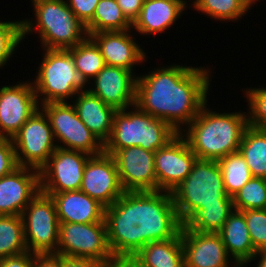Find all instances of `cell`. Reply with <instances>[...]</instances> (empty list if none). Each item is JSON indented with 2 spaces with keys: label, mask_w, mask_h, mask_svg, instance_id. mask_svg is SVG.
Here are the masks:
<instances>
[{
  "label": "cell",
  "mask_w": 266,
  "mask_h": 267,
  "mask_svg": "<svg viewBox=\"0 0 266 267\" xmlns=\"http://www.w3.org/2000/svg\"><path fill=\"white\" fill-rule=\"evenodd\" d=\"M107 242L114 258L126 262L153 241L174 238L182 228L166 191L124 192L105 208Z\"/></svg>",
  "instance_id": "cell-1"
},
{
  "label": "cell",
  "mask_w": 266,
  "mask_h": 267,
  "mask_svg": "<svg viewBox=\"0 0 266 267\" xmlns=\"http://www.w3.org/2000/svg\"><path fill=\"white\" fill-rule=\"evenodd\" d=\"M152 70L137 75L135 105L181 133L209 103L212 71L175 63Z\"/></svg>",
  "instance_id": "cell-2"
},
{
  "label": "cell",
  "mask_w": 266,
  "mask_h": 267,
  "mask_svg": "<svg viewBox=\"0 0 266 267\" xmlns=\"http://www.w3.org/2000/svg\"><path fill=\"white\" fill-rule=\"evenodd\" d=\"M208 106L206 103L180 134L198 159L218 161L239 151L248 127L247 113L241 110L219 113Z\"/></svg>",
  "instance_id": "cell-3"
},
{
  "label": "cell",
  "mask_w": 266,
  "mask_h": 267,
  "mask_svg": "<svg viewBox=\"0 0 266 267\" xmlns=\"http://www.w3.org/2000/svg\"><path fill=\"white\" fill-rule=\"evenodd\" d=\"M30 1L34 15L33 19H22L23 41L28 35L38 33L42 49L68 50L88 36L85 26L69 8L66 0Z\"/></svg>",
  "instance_id": "cell-4"
},
{
  "label": "cell",
  "mask_w": 266,
  "mask_h": 267,
  "mask_svg": "<svg viewBox=\"0 0 266 267\" xmlns=\"http://www.w3.org/2000/svg\"><path fill=\"white\" fill-rule=\"evenodd\" d=\"M178 218L184 225L202 206L233 204L217 160L197 159L185 180L172 192Z\"/></svg>",
  "instance_id": "cell-5"
},
{
  "label": "cell",
  "mask_w": 266,
  "mask_h": 267,
  "mask_svg": "<svg viewBox=\"0 0 266 267\" xmlns=\"http://www.w3.org/2000/svg\"><path fill=\"white\" fill-rule=\"evenodd\" d=\"M177 134L169 124L134 105L116 111L112 134L104 144V152L113 155L118 149L131 146H140L145 150L156 152Z\"/></svg>",
  "instance_id": "cell-6"
},
{
  "label": "cell",
  "mask_w": 266,
  "mask_h": 267,
  "mask_svg": "<svg viewBox=\"0 0 266 267\" xmlns=\"http://www.w3.org/2000/svg\"><path fill=\"white\" fill-rule=\"evenodd\" d=\"M42 61L32 85L39 105L49 102H69L86 85L80 79L69 50L42 49ZM71 99V100H70Z\"/></svg>",
  "instance_id": "cell-7"
},
{
  "label": "cell",
  "mask_w": 266,
  "mask_h": 267,
  "mask_svg": "<svg viewBox=\"0 0 266 267\" xmlns=\"http://www.w3.org/2000/svg\"><path fill=\"white\" fill-rule=\"evenodd\" d=\"M40 108L49 119L58 148L91 156L104 152V145L80 120L71 102H49Z\"/></svg>",
  "instance_id": "cell-8"
},
{
  "label": "cell",
  "mask_w": 266,
  "mask_h": 267,
  "mask_svg": "<svg viewBox=\"0 0 266 267\" xmlns=\"http://www.w3.org/2000/svg\"><path fill=\"white\" fill-rule=\"evenodd\" d=\"M21 217L27 250L34 254H56L60 223L51 196L39 191Z\"/></svg>",
  "instance_id": "cell-9"
},
{
  "label": "cell",
  "mask_w": 266,
  "mask_h": 267,
  "mask_svg": "<svg viewBox=\"0 0 266 267\" xmlns=\"http://www.w3.org/2000/svg\"><path fill=\"white\" fill-rule=\"evenodd\" d=\"M18 166L40 170L58 148L50 122L39 108L12 138Z\"/></svg>",
  "instance_id": "cell-10"
},
{
  "label": "cell",
  "mask_w": 266,
  "mask_h": 267,
  "mask_svg": "<svg viewBox=\"0 0 266 267\" xmlns=\"http://www.w3.org/2000/svg\"><path fill=\"white\" fill-rule=\"evenodd\" d=\"M56 255L93 259L97 262L113 257L107 242L105 220L96 223H60Z\"/></svg>",
  "instance_id": "cell-11"
},
{
  "label": "cell",
  "mask_w": 266,
  "mask_h": 267,
  "mask_svg": "<svg viewBox=\"0 0 266 267\" xmlns=\"http://www.w3.org/2000/svg\"><path fill=\"white\" fill-rule=\"evenodd\" d=\"M90 157L85 152L57 148L39 170L40 191L55 194L79 190Z\"/></svg>",
  "instance_id": "cell-12"
},
{
  "label": "cell",
  "mask_w": 266,
  "mask_h": 267,
  "mask_svg": "<svg viewBox=\"0 0 266 267\" xmlns=\"http://www.w3.org/2000/svg\"><path fill=\"white\" fill-rule=\"evenodd\" d=\"M197 156L178 133L154 155L157 190L172 193L187 178Z\"/></svg>",
  "instance_id": "cell-13"
},
{
  "label": "cell",
  "mask_w": 266,
  "mask_h": 267,
  "mask_svg": "<svg viewBox=\"0 0 266 267\" xmlns=\"http://www.w3.org/2000/svg\"><path fill=\"white\" fill-rule=\"evenodd\" d=\"M40 108L32 82L0 88V137L13 138L21 126Z\"/></svg>",
  "instance_id": "cell-14"
},
{
  "label": "cell",
  "mask_w": 266,
  "mask_h": 267,
  "mask_svg": "<svg viewBox=\"0 0 266 267\" xmlns=\"http://www.w3.org/2000/svg\"><path fill=\"white\" fill-rule=\"evenodd\" d=\"M79 190L97 200L105 208L122 196L124 190L114 157L105 152L91 156L85 165Z\"/></svg>",
  "instance_id": "cell-15"
},
{
  "label": "cell",
  "mask_w": 266,
  "mask_h": 267,
  "mask_svg": "<svg viewBox=\"0 0 266 267\" xmlns=\"http://www.w3.org/2000/svg\"><path fill=\"white\" fill-rule=\"evenodd\" d=\"M154 155L140 146L118 149L112 155L124 192L157 191Z\"/></svg>",
  "instance_id": "cell-16"
},
{
  "label": "cell",
  "mask_w": 266,
  "mask_h": 267,
  "mask_svg": "<svg viewBox=\"0 0 266 267\" xmlns=\"http://www.w3.org/2000/svg\"><path fill=\"white\" fill-rule=\"evenodd\" d=\"M134 73L121 67L106 65L91 80L93 83H87L86 89L116 110L130 108L135 105L136 100L137 76Z\"/></svg>",
  "instance_id": "cell-17"
},
{
  "label": "cell",
  "mask_w": 266,
  "mask_h": 267,
  "mask_svg": "<svg viewBox=\"0 0 266 267\" xmlns=\"http://www.w3.org/2000/svg\"><path fill=\"white\" fill-rule=\"evenodd\" d=\"M185 267H239L228 255L219 233L197 232L182 225Z\"/></svg>",
  "instance_id": "cell-18"
},
{
  "label": "cell",
  "mask_w": 266,
  "mask_h": 267,
  "mask_svg": "<svg viewBox=\"0 0 266 267\" xmlns=\"http://www.w3.org/2000/svg\"><path fill=\"white\" fill-rule=\"evenodd\" d=\"M131 31L133 32L132 29L102 31L90 34L89 37L98 46L106 65L121 67L134 72L136 65L147 62L146 56L148 55H146L143 46L136 42L135 34Z\"/></svg>",
  "instance_id": "cell-19"
},
{
  "label": "cell",
  "mask_w": 266,
  "mask_h": 267,
  "mask_svg": "<svg viewBox=\"0 0 266 267\" xmlns=\"http://www.w3.org/2000/svg\"><path fill=\"white\" fill-rule=\"evenodd\" d=\"M40 191L39 171L16 168L0 178V215H20Z\"/></svg>",
  "instance_id": "cell-20"
},
{
  "label": "cell",
  "mask_w": 266,
  "mask_h": 267,
  "mask_svg": "<svg viewBox=\"0 0 266 267\" xmlns=\"http://www.w3.org/2000/svg\"><path fill=\"white\" fill-rule=\"evenodd\" d=\"M189 7L181 0H144L132 30L142 36L161 35L176 25V21Z\"/></svg>",
  "instance_id": "cell-21"
},
{
  "label": "cell",
  "mask_w": 266,
  "mask_h": 267,
  "mask_svg": "<svg viewBox=\"0 0 266 267\" xmlns=\"http://www.w3.org/2000/svg\"><path fill=\"white\" fill-rule=\"evenodd\" d=\"M54 201L59 223H96L104 220L105 207L81 190L47 194Z\"/></svg>",
  "instance_id": "cell-22"
},
{
  "label": "cell",
  "mask_w": 266,
  "mask_h": 267,
  "mask_svg": "<svg viewBox=\"0 0 266 267\" xmlns=\"http://www.w3.org/2000/svg\"><path fill=\"white\" fill-rule=\"evenodd\" d=\"M72 101L78 117L104 145L112 134L116 109L106 105L98 96L87 89L79 91Z\"/></svg>",
  "instance_id": "cell-23"
},
{
  "label": "cell",
  "mask_w": 266,
  "mask_h": 267,
  "mask_svg": "<svg viewBox=\"0 0 266 267\" xmlns=\"http://www.w3.org/2000/svg\"><path fill=\"white\" fill-rule=\"evenodd\" d=\"M130 267H185L181 231L172 239L153 241L128 262Z\"/></svg>",
  "instance_id": "cell-24"
},
{
  "label": "cell",
  "mask_w": 266,
  "mask_h": 267,
  "mask_svg": "<svg viewBox=\"0 0 266 267\" xmlns=\"http://www.w3.org/2000/svg\"><path fill=\"white\" fill-rule=\"evenodd\" d=\"M218 233L228 255L239 267L257 253L250 238L245 216L241 211L234 210Z\"/></svg>",
  "instance_id": "cell-25"
},
{
  "label": "cell",
  "mask_w": 266,
  "mask_h": 267,
  "mask_svg": "<svg viewBox=\"0 0 266 267\" xmlns=\"http://www.w3.org/2000/svg\"><path fill=\"white\" fill-rule=\"evenodd\" d=\"M253 177L266 179V129L248 126L239 147Z\"/></svg>",
  "instance_id": "cell-26"
},
{
  "label": "cell",
  "mask_w": 266,
  "mask_h": 267,
  "mask_svg": "<svg viewBox=\"0 0 266 267\" xmlns=\"http://www.w3.org/2000/svg\"><path fill=\"white\" fill-rule=\"evenodd\" d=\"M191 4V5H190ZM190 7L211 17L213 20L232 21L236 23L246 16L254 7L248 0H192Z\"/></svg>",
  "instance_id": "cell-27"
},
{
  "label": "cell",
  "mask_w": 266,
  "mask_h": 267,
  "mask_svg": "<svg viewBox=\"0 0 266 267\" xmlns=\"http://www.w3.org/2000/svg\"><path fill=\"white\" fill-rule=\"evenodd\" d=\"M68 50L74 59L77 73L85 85L106 66L98 46L89 36Z\"/></svg>",
  "instance_id": "cell-28"
},
{
  "label": "cell",
  "mask_w": 266,
  "mask_h": 267,
  "mask_svg": "<svg viewBox=\"0 0 266 267\" xmlns=\"http://www.w3.org/2000/svg\"><path fill=\"white\" fill-rule=\"evenodd\" d=\"M87 35L102 31H125L132 29L116 0H100L93 19L85 26Z\"/></svg>",
  "instance_id": "cell-29"
},
{
  "label": "cell",
  "mask_w": 266,
  "mask_h": 267,
  "mask_svg": "<svg viewBox=\"0 0 266 267\" xmlns=\"http://www.w3.org/2000/svg\"><path fill=\"white\" fill-rule=\"evenodd\" d=\"M20 215H0V259L27 252Z\"/></svg>",
  "instance_id": "cell-30"
},
{
  "label": "cell",
  "mask_w": 266,
  "mask_h": 267,
  "mask_svg": "<svg viewBox=\"0 0 266 267\" xmlns=\"http://www.w3.org/2000/svg\"><path fill=\"white\" fill-rule=\"evenodd\" d=\"M224 188L233 197L253 176L240 152L229 154L218 160Z\"/></svg>",
  "instance_id": "cell-31"
},
{
  "label": "cell",
  "mask_w": 266,
  "mask_h": 267,
  "mask_svg": "<svg viewBox=\"0 0 266 267\" xmlns=\"http://www.w3.org/2000/svg\"><path fill=\"white\" fill-rule=\"evenodd\" d=\"M233 211V204L202 206L184 225L197 232L218 233Z\"/></svg>",
  "instance_id": "cell-32"
},
{
  "label": "cell",
  "mask_w": 266,
  "mask_h": 267,
  "mask_svg": "<svg viewBox=\"0 0 266 267\" xmlns=\"http://www.w3.org/2000/svg\"><path fill=\"white\" fill-rule=\"evenodd\" d=\"M232 199L237 211L266 209V179L252 177Z\"/></svg>",
  "instance_id": "cell-33"
},
{
  "label": "cell",
  "mask_w": 266,
  "mask_h": 267,
  "mask_svg": "<svg viewBox=\"0 0 266 267\" xmlns=\"http://www.w3.org/2000/svg\"><path fill=\"white\" fill-rule=\"evenodd\" d=\"M23 42L22 19L0 20V69H4ZM20 44V45H19Z\"/></svg>",
  "instance_id": "cell-34"
},
{
  "label": "cell",
  "mask_w": 266,
  "mask_h": 267,
  "mask_svg": "<svg viewBox=\"0 0 266 267\" xmlns=\"http://www.w3.org/2000/svg\"><path fill=\"white\" fill-rule=\"evenodd\" d=\"M242 91L245 93L243 98L246 97L248 105L246 112L248 126L266 129V87H244Z\"/></svg>",
  "instance_id": "cell-35"
},
{
  "label": "cell",
  "mask_w": 266,
  "mask_h": 267,
  "mask_svg": "<svg viewBox=\"0 0 266 267\" xmlns=\"http://www.w3.org/2000/svg\"><path fill=\"white\" fill-rule=\"evenodd\" d=\"M241 212L245 216L254 249L257 252L266 251V209H249Z\"/></svg>",
  "instance_id": "cell-36"
},
{
  "label": "cell",
  "mask_w": 266,
  "mask_h": 267,
  "mask_svg": "<svg viewBox=\"0 0 266 267\" xmlns=\"http://www.w3.org/2000/svg\"><path fill=\"white\" fill-rule=\"evenodd\" d=\"M18 167L12 139L0 137V178L12 173Z\"/></svg>",
  "instance_id": "cell-37"
},
{
  "label": "cell",
  "mask_w": 266,
  "mask_h": 267,
  "mask_svg": "<svg viewBox=\"0 0 266 267\" xmlns=\"http://www.w3.org/2000/svg\"><path fill=\"white\" fill-rule=\"evenodd\" d=\"M99 1L100 0H66L69 8L84 26L93 19Z\"/></svg>",
  "instance_id": "cell-38"
},
{
  "label": "cell",
  "mask_w": 266,
  "mask_h": 267,
  "mask_svg": "<svg viewBox=\"0 0 266 267\" xmlns=\"http://www.w3.org/2000/svg\"><path fill=\"white\" fill-rule=\"evenodd\" d=\"M126 19L133 24L139 16L144 0H116Z\"/></svg>",
  "instance_id": "cell-39"
},
{
  "label": "cell",
  "mask_w": 266,
  "mask_h": 267,
  "mask_svg": "<svg viewBox=\"0 0 266 267\" xmlns=\"http://www.w3.org/2000/svg\"><path fill=\"white\" fill-rule=\"evenodd\" d=\"M34 253L29 251L0 259V267H33Z\"/></svg>",
  "instance_id": "cell-40"
},
{
  "label": "cell",
  "mask_w": 266,
  "mask_h": 267,
  "mask_svg": "<svg viewBox=\"0 0 266 267\" xmlns=\"http://www.w3.org/2000/svg\"><path fill=\"white\" fill-rule=\"evenodd\" d=\"M33 267H62V256L56 254H35Z\"/></svg>",
  "instance_id": "cell-41"
},
{
  "label": "cell",
  "mask_w": 266,
  "mask_h": 267,
  "mask_svg": "<svg viewBox=\"0 0 266 267\" xmlns=\"http://www.w3.org/2000/svg\"><path fill=\"white\" fill-rule=\"evenodd\" d=\"M96 263L89 258L62 256V267H93Z\"/></svg>",
  "instance_id": "cell-42"
},
{
  "label": "cell",
  "mask_w": 266,
  "mask_h": 267,
  "mask_svg": "<svg viewBox=\"0 0 266 267\" xmlns=\"http://www.w3.org/2000/svg\"><path fill=\"white\" fill-rule=\"evenodd\" d=\"M128 262L119 258H112L107 261L97 262L93 267H126Z\"/></svg>",
  "instance_id": "cell-43"
},
{
  "label": "cell",
  "mask_w": 266,
  "mask_h": 267,
  "mask_svg": "<svg viewBox=\"0 0 266 267\" xmlns=\"http://www.w3.org/2000/svg\"><path fill=\"white\" fill-rule=\"evenodd\" d=\"M255 260H257V263L254 264H257L256 267H266V251L257 252L251 260L244 263L241 267H247L252 261L255 262Z\"/></svg>",
  "instance_id": "cell-44"
},
{
  "label": "cell",
  "mask_w": 266,
  "mask_h": 267,
  "mask_svg": "<svg viewBox=\"0 0 266 267\" xmlns=\"http://www.w3.org/2000/svg\"><path fill=\"white\" fill-rule=\"evenodd\" d=\"M251 4H254V6H255V4L259 1V0H248Z\"/></svg>",
  "instance_id": "cell-45"
},
{
  "label": "cell",
  "mask_w": 266,
  "mask_h": 267,
  "mask_svg": "<svg viewBox=\"0 0 266 267\" xmlns=\"http://www.w3.org/2000/svg\"><path fill=\"white\" fill-rule=\"evenodd\" d=\"M181 1H183L184 3H186L189 6V4L187 3V0H181Z\"/></svg>",
  "instance_id": "cell-46"
}]
</instances>
